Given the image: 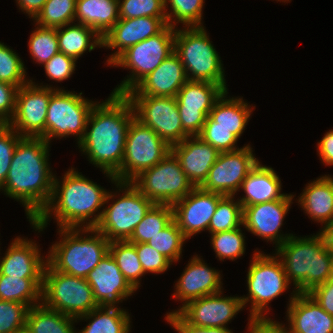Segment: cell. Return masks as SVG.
Returning a JSON list of instances; mask_svg holds the SVG:
<instances>
[{
    "label": "cell",
    "instance_id": "cell-1",
    "mask_svg": "<svg viewBox=\"0 0 333 333\" xmlns=\"http://www.w3.org/2000/svg\"><path fill=\"white\" fill-rule=\"evenodd\" d=\"M135 117L134 108L125 94L112 93L96 102L87 120L84 138L78 143L89 163L102 170L114 184L124 157L126 135Z\"/></svg>",
    "mask_w": 333,
    "mask_h": 333
},
{
    "label": "cell",
    "instance_id": "cell-2",
    "mask_svg": "<svg viewBox=\"0 0 333 333\" xmlns=\"http://www.w3.org/2000/svg\"><path fill=\"white\" fill-rule=\"evenodd\" d=\"M49 145L42 137H21L0 190L23 205L29 222L38 217L52 196L55 174L49 167Z\"/></svg>",
    "mask_w": 333,
    "mask_h": 333
},
{
    "label": "cell",
    "instance_id": "cell-3",
    "mask_svg": "<svg viewBox=\"0 0 333 333\" xmlns=\"http://www.w3.org/2000/svg\"><path fill=\"white\" fill-rule=\"evenodd\" d=\"M61 180L54 176L51 199L30 222L33 229L42 232L52 216L59 228H95L101 219L103 211L100 209L105 207L108 191L72 167Z\"/></svg>",
    "mask_w": 333,
    "mask_h": 333
},
{
    "label": "cell",
    "instance_id": "cell-4",
    "mask_svg": "<svg viewBox=\"0 0 333 333\" xmlns=\"http://www.w3.org/2000/svg\"><path fill=\"white\" fill-rule=\"evenodd\" d=\"M275 250L297 293H308L333 277V258L322 231L305 237L291 235Z\"/></svg>",
    "mask_w": 333,
    "mask_h": 333
},
{
    "label": "cell",
    "instance_id": "cell-5",
    "mask_svg": "<svg viewBox=\"0 0 333 333\" xmlns=\"http://www.w3.org/2000/svg\"><path fill=\"white\" fill-rule=\"evenodd\" d=\"M57 230L61 239L52 244L45 257L56 271L86 278L109 252L110 242L96 228Z\"/></svg>",
    "mask_w": 333,
    "mask_h": 333
},
{
    "label": "cell",
    "instance_id": "cell-6",
    "mask_svg": "<svg viewBox=\"0 0 333 333\" xmlns=\"http://www.w3.org/2000/svg\"><path fill=\"white\" fill-rule=\"evenodd\" d=\"M174 52L180 58L188 80L207 81L228 90L221 57L204 26L176 28Z\"/></svg>",
    "mask_w": 333,
    "mask_h": 333
},
{
    "label": "cell",
    "instance_id": "cell-7",
    "mask_svg": "<svg viewBox=\"0 0 333 333\" xmlns=\"http://www.w3.org/2000/svg\"><path fill=\"white\" fill-rule=\"evenodd\" d=\"M114 185L118 189L115 193L108 191L105 204L107 205L110 199L113 202L102 208L101 219L95 228L109 242L126 241L154 203L131 182L116 181ZM117 190L121 191L122 195ZM116 193L119 195L118 197H116Z\"/></svg>",
    "mask_w": 333,
    "mask_h": 333
},
{
    "label": "cell",
    "instance_id": "cell-8",
    "mask_svg": "<svg viewBox=\"0 0 333 333\" xmlns=\"http://www.w3.org/2000/svg\"><path fill=\"white\" fill-rule=\"evenodd\" d=\"M258 249L250 260L247 271V296H241L243 307L251 303L250 318H266L269 303L283 294L290 285L282 262L274 254H264Z\"/></svg>",
    "mask_w": 333,
    "mask_h": 333
},
{
    "label": "cell",
    "instance_id": "cell-9",
    "mask_svg": "<svg viewBox=\"0 0 333 333\" xmlns=\"http://www.w3.org/2000/svg\"><path fill=\"white\" fill-rule=\"evenodd\" d=\"M176 28L167 25L160 33L143 40L122 52L111 64L112 67L128 68L125 78L112 93L126 94L142 79L155 70L164 59L174 52Z\"/></svg>",
    "mask_w": 333,
    "mask_h": 333
},
{
    "label": "cell",
    "instance_id": "cell-10",
    "mask_svg": "<svg viewBox=\"0 0 333 333\" xmlns=\"http://www.w3.org/2000/svg\"><path fill=\"white\" fill-rule=\"evenodd\" d=\"M41 303L73 318L88 314L98 307L86 278L61 273L48 263L43 273Z\"/></svg>",
    "mask_w": 333,
    "mask_h": 333
},
{
    "label": "cell",
    "instance_id": "cell-11",
    "mask_svg": "<svg viewBox=\"0 0 333 333\" xmlns=\"http://www.w3.org/2000/svg\"><path fill=\"white\" fill-rule=\"evenodd\" d=\"M170 152L171 146L166 141L134 117L126 135L120 171L114 177L118 182H131L141 172L158 164Z\"/></svg>",
    "mask_w": 333,
    "mask_h": 333
},
{
    "label": "cell",
    "instance_id": "cell-12",
    "mask_svg": "<svg viewBox=\"0 0 333 333\" xmlns=\"http://www.w3.org/2000/svg\"><path fill=\"white\" fill-rule=\"evenodd\" d=\"M131 183L154 204L173 205L195 188L172 151Z\"/></svg>",
    "mask_w": 333,
    "mask_h": 333
},
{
    "label": "cell",
    "instance_id": "cell-13",
    "mask_svg": "<svg viewBox=\"0 0 333 333\" xmlns=\"http://www.w3.org/2000/svg\"><path fill=\"white\" fill-rule=\"evenodd\" d=\"M96 102L85 98L82 92L56 89L48 104L46 141L73 135L78 144L84 138L87 120Z\"/></svg>",
    "mask_w": 333,
    "mask_h": 333
},
{
    "label": "cell",
    "instance_id": "cell-14",
    "mask_svg": "<svg viewBox=\"0 0 333 333\" xmlns=\"http://www.w3.org/2000/svg\"><path fill=\"white\" fill-rule=\"evenodd\" d=\"M35 84L30 80L17 90L15 112L8 125L22 137H42L46 141V115L52 85Z\"/></svg>",
    "mask_w": 333,
    "mask_h": 333
},
{
    "label": "cell",
    "instance_id": "cell-15",
    "mask_svg": "<svg viewBox=\"0 0 333 333\" xmlns=\"http://www.w3.org/2000/svg\"><path fill=\"white\" fill-rule=\"evenodd\" d=\"M127 97L134 108L135 118L152 128L170 146L189 136L182 127L176 97Z\"/></svg>",
    "mask_w": 333,
    "mask_h": 333
},
{
    "label": "cell",
    "instance_id": "cell-16",
    "mask_svg": "<svg viewBox=\"0 0 333 333\" xmlns=\"http://www.w3.org/2000/svg\"><path fill=\"white\" fill-rule=\"evenodd\" d=\"M226 90L219 84L188 80L176 95L183 130L198 136L216 101Z\"/></svg>",
    "mask_w": 333,
    "mask_h": 333
},
{
    "label": "cell",
    "instance_id": "cell-17",
    "mask_svg": "<svg viewBox=\"0 0 333 333\" xmlns=\"http://www.w3.org/2000/svg\"><path fill=\"white\" fill-rule=\"evenodd\" d=\"M252 149L251 145L246 144L239 150L219 153L200 187L213 193L235 196L243 180L259 162Z\"/></svg>",
    "mask_w": 333,
    "mask_h": 333
},
{
    "label": "cell",
    "instance_id": "cell-18",
    "mask_svg": "<svg viewBox=\"0 0 333 333\" xmlns=\"http://www.w3.org/2000/svg\"><path fill=\"white\" fill-rule=\"evenodd\" d=\"M293 198L294 195L286 194L282 199L243 207L242 227L262 240L273 242L276 249L293 235L280 232Z\"/></svg>",
    "mask_w": 333,
    "mask_h": 333
},
{
    "label": "cell",
    "instance_id": "cell-19",
    "mask_svg": "<svg viewBox=\"0 0 333 333\" xmlns=\"http://www.w3.org/2000/svg\"><path fill=\"white\" fill-rule=\"evenodd\" d=\"M223 292L206 295L187 303L177 313L187 322L199 327L228 328V322L244 310L241 297L222 296ZM227 324V325H226Z\"/></svg>",
    "mask_w": 333,
    "mask_h": 333
},
{
    "label": "cell",
    "instance_id": "cell-20",
    "mask_svg": "<svg viewBox=\"0 0 333 333\" xmlns=\"http://www.w3.org/2000/svg\"><path fill=\"white\" fill-rule=\"evenodd\" d=\"M222 196V194L195 187L184 198L172 205L173 219L187 239L201 231H208L211 218Z\"/></svg>",
    "mask_w": 333,
    "mask_h": 333
},
{
    "label": "cell",
    "instance_id": "cell-21",
    "mask_svg": "<svg viewBox=\"0 0 333 333\" xmlns=\"http://www.w3.org/2000/svg\"><path fill=\"white\" fill-rule=\"evenodd\" d=\"M86 280L93 290L98 307L118 308L116 304L122 303L136 292L125 279L110 252L88 274Z\"/></svg>",
    "mask_w": 333,
    "mask_h": 333
},
{
    "label": "cell",
    "instance_id": "cell-22",
    "mask_svg": "<svg viewBox=\"0 0 333 333\" xmlns=\"http://www.w3.org/2000/svg\"><path fill=\"white\" fill-rule=\"evenodd\" d=\"M178 281L175 284L172 298L179 300L182 306L178 310L166 314L178 312L187 303L204 297L219 293L222 290V275L219 270L211 268L204 263L203 258L198 255L191 257Z\"/></svg>",
    "mask_w": 333,
    "mask_h": 333
},
{
    "label": "cell",
    "instance_id": "cell-23",
    "mask_svg": "<svg viewBox=\"0 0 333 333\" xmlns=\"http://www.w3.org/2000/svg\"><path fill=\"white\" fill-rule=\"evenodd\" d=\"M166 26V17L120 18L102 37L103 48L117 49L110 55L106 63L110 65L126 49L160 33Z\"/></svg>",
    "mask_w": 333,
    "mask_h": 333
},
{
    "label": "cell",
    "instance_id": "cell-24",
    "mask_svg": "<svg viewBox=\"0 0 333 333\" xmlns=\"http://www.w3.org/2000/svg\"><path fill=\"white\" fill-rule=\"evenodd\" d=\"M286 317L290 333H333V316L308 293L293 290Z\"/></svg>",
    "mask_w": 333,
    "mask_h": 333
},
{
    "label": "cell",
    "instance_id": "cell-25",
    "mask_svg": "<svg viewBox=\"0 0 333 333\" xmlns=\"http://www.w3.org/2000/svg\"><path fill=\"white\" fill-rule=\"evenodd\" d=\"M187 81L184 66L173 52L125 95L176 97Z\"/></svg>",
    "mask_w": 333,
    "mask_h": 333
},
{
    "label": "cell",
    "instance_id": "cell-26",
    "mask_svg": "<svg viewBox=\"0 0 333 333\" xmlns=\"http://www.w3.org/2000/svg\"><path fill=\"white\" fill-rule=\"evenodd\" d=\"M47 259L41 256L37 243L20 236L13 239L4 257L0 258V273L8 277L43 278Z\"/></svg>",
    "mask_w": 333,
    "mask_h": 333
},
{
    "label": "cell",
    "instance_id": "cell-27",
    "mask_svg": "<svg viewBox=\"0 0 333 333\" xmlns=\"http://www.w3.org/2000/svg\"><path fill=\"white\" fill-rule=\"evenodd\" d=\"M171 151L178 158L181 168L195 187L207 179L209 170L216 162L219 151L199 136H188L173 144Z\"/></svg>",
    "mask_w": 333,
    "mask_h": 333
},
{
    "label": "cell",
    "instance_id": "cell-28",
    "mask_svg": "<svg viewBox=\"0 0 333 333\" xmlns=\"http://www.w3.org/2000/svg\"><path fill=\"white\" fill-rule=\"evenodd\" d=\"M228 90L216 101L203 128H224L237 139L243 134L255 106L244 102L243 97H227ZM254 108H252V107Z\"/></svg>",
    "mask_w": 333,
    "mask_h": 333
},
{
    "label": "cell",
    "instance_id": "cell-29",
    "mask_svg": "<svg viewBox=\"0 0 333 333\" xmlns=\"http://www.w3.org/2000/svg\"><path fill=\"white\" fill-rule=\"evenodd\" d=\"M309 218L321 223L323 229L333 226V177L320 176L309 182L297 199Z\"/></svg>",
    "mask_w": 333,
    "mask_h": 333
},
{
    "label": "cell",
    "instance_id": "cell-30",
    "mask_svg": "<svg viewBox=\"0 0 333 333\" xmlns=\"http://www.w3.org/2000/svg\"><path fill=\"white\" fill-rule=\"evenodd\" d=\"M282 183L276 171L269 166L262 165L260 161L243 180L240 190L245 193L237 200L242 208L268 201L282 199L286 193H281Z\"/></svg>",
    "mask_w": 333,
    "mask_h": 333
},
{
    "label": "cell",
    "instance_id": "cell-31",
    "mask_svg": "<svg viewBox=\"0 0 333 333\" xmlns=\"http://www.w3.org/2000/svg\"><path fill=\"white\" fill-rule=\"evenodd\" d=\"M120 19L118 0H76L75 22L103 37Z\"/></svg>",
    "mask_w": 333,
    "mask_h": 333
},
{
    "label": "cell",
    "instance_id": "cell-32",
    "mask_svg": "<svg viewBox=\"0 0 333 333\" xmlns=\"http://www.w3.org/2000/svg\"><path fill=\"white\" fill-rule=\"evenodd\" d=\"M59 52L73 57L76 61L87 50L102 48V37L89 26L71 23L56 28Z\"/></svg>",
    "mask_w": 333,
    "mask_h": 333
},
{
    "label": "cell",
    "instance_id": "cell-33",
    "mask_svg": "<svg viewBox=\"0 0 333 333\" xmlns=\"http://www.w3.org/2000/svg\"><path fill=\"white\" fill-rule=\"evenodd\" d=\"M75 320H89V323L76 333H130L131 329L130 314L120 307H96Z\"/></svg>",
    "mask_w": 333,
    "mask_h": 333
},
{
    "label": "cell",
    "instance_id": "cell-34",
    "mask_svg": "<svg viewBox=\"0 0 333 333\" xmlns=\"http://www.w3.org/2000/svg\"><path fill=\"white\" fill-rule=\"evenodd\" d=\"M43 278L8 277L0 273V300L19 302L29 308L42 302Z\"/></svg>",
    "mask_w": 333,
    "mask_h": 333
},
{
    "label": "cell",
    "instance_id": "cell-35",
    "mask_svg": "<svg viewBox=\"0 0 333 333\" xmlns=\"http://www.w3.org/2000/svg\"><path fill=\"white\" fill-rule=\"evenodd\" d=\"M75 318L45 307L42 303L29 308L26 326L32 333H76Z\"/></svg>",
    "mask_w": 333,
    "mask_h": 333
},
{
    "label": "cell",
    "instance_id": "cell-36",
    "mask_svg": "<svg viewBox=\"0 0 333 333\" xmlns=\"http://www.w3.org/2000/svg\"><path fill=\"white\" fill-rule=\"evenodd\" d=\"M109 252L117 263L125 279L137 290L140 287V281L145 275L141 262L135 248V243L129 241H111L109 243Z\"/></svg>",
    "mask_w": 333,
    "mask_h": 333
},
{
    "label": "cell",
    "instance_id": "cell-37",
    "mask_svg": "<svg viewBox=\"0 0 333 333\" xmlns=\"http://www.w3.org/2000/svg\"><path fill=\"white\" fill-rule=\"evenodd\" d=\"M172 220V205L154 204L142 221L135 227L127 241L131 243H148L153 236L162 231Z\"/></svg>",
    "mask_w": 333,
    "mask_h": 333
},
{
    "label": "cell",
    "instance_id": "cell-38",
    "mask_svg": "<svg viewBox=\"0 0 333 333\" xmlns=\"http://www.w3.org/2000/svg\"><path fill=\"white\" fill-rule=\"evenodd\" d=\"M234 198L235 196L223 195L219 199L209 224V234L230 231L243 226V208Z\"/></svg>",
    "mask_w": 333,
    "mask_h": 333
},
{
    "label": "cell",
    "instance_id": "cell-39",
    "mask_svg": "<svg viewBox=\"0 0 333 333\" xmlns=\"http://www.w3.org/2000/svg\"><path fill=\"white\" fill-rule=\"evenodd\" d=\"M204 2V0H164L167 25L175 28L179 23L185 27L203 26Z\"/></svg>",
    "mask_w": 333,
    "mask_h": 333
},
{
    "label": "cell",
    "instance_id": "cell-40",
    "mask_svg": "<svg viewBox=\"0 0 333 333\" xmlns=\"http://www.w3.org/2000/svg\"><path fill=\"white\" fill-rule=\"evenodd\" d=\"M76 0H47L33 19L41 27L58 28L75 22Z\"/></svg>",
    "mask_w": 333,
    "mask_h": 333
},
{
    "label": "cell",
    "instance_id": "cell-41",
    "mask_svg": "<svg viewBox=\"0 0 333 333\" xmlns=\"http://www.w3.org/2000/svg\"><path fill=\"white\" fill-rule=\"evenodd\" d=\"M188 240L173 219L162 231L153 236L148 245L164 255L171 263L181 259L183 244Z\"/></svg>",
    "mask_w": 333,
    "mask_h": 333
},
{
    "label": "cell",
    "instance_id": "cell-42",
    "mask_svg": "<svg viewBox=\"0 0 333 333\" xmlns=\"http://www.w3.org/2000/svg\"><path fill=\"white\" fill-rule=\"evenodd\" d=\"M28 41V48L35 63L44 64L59 52L56 28L35 24Z\"/></svg>",
    "mask_w": 333,
    "mask_h": 333
},
{
    "label": "cell",
    "instance_id": "cell-43",
    "mask_svg": "<svg viewBox=\"0 0 333 333\" xmlns=\"http://www.w3.org/2000/svg\"><path fill=\"white\" fill-rule=\"evenodd\" d=\"M212 249L220 261L234 260L245 254V236L241 228L211 234Z\"/></svg>",
    "mask_w": 333,
    "mask_h": 333
},
{
    "label": "cell",
    "instance_id": "cell-44",
    "mask_svg": "<svg viewBox=\"0 0 333 333\" xmlns=\"http://www.w3.org/2000/svg\"><path fill=\"white\" fill-rule=\"evenodd\" d=\"M24 62L13 49L0 42V81L17 86L28 83ZM27 79V80H26Z\"/></svg>",
    "mask_w": 333,
    "mask_h": 333
},
{
    "label": "cell",
    "instance_id": "cell-45",
    "mask_svg": "<svg viewBox=\"0 0 333 333\" xmlns=\"http://www.w3.org/2000/svg\"><path fill=\"white\" fill-rule=\"evenodd\" d=\"M119 17H166L164 0H118Z\"/></svg>",
    "mask_w": 333,
    "mask_h": 333
},
{
    "label": "cell",
    "instance_id": "cell-46",
    "mask_svg": "<svg viewBox=\"0 0 333 333\" xmlns=\"http://www.w3.org/2000/svg\"><path fill=\"white\" fill-rule=\"evenodd\" d=\"M28 310L23 303L0 300V333H13L25 327Z\"/></svg>",
    "mask_w": 333,
    "mask_h": 333
},
{
    "label": "cell",
    "instance_id": "cell-47",
    "mask_svg": "<svg viewBox=\"0 0 333 333\" xmlns=\"http://www.w3.org/2000/svg\"><path fill=\"white\" fill-rule=\"evenodd\" d=\"M21 137L8 124L0 125V190L3 188L14 150Z\"/></svg>",
    "mask_w": 333,
    "mask_h": 333
},
{
    "label": "cell",
    "instance_id": "cell-48",
    "mask_svg": "<svg viewBox=\"0 0 333 333\" xmlns=\"http://www.w3.org/2000/svg\"><path fill=\"white\" fill-rule=\"evenodd\" d=\"M135 248L144 273L161 274L167 271L172 263L160 252L147 243H135Z\"/></svg>",
    "mask_w": 333,
    "mask_h": 333
},
{
    "label": "cell",
    "instance_id": "cell-49",
    "mask_svg": "<svg viewBox=\"0 0 333 333\" xmlns=\"http://www.w3.org/2000/svg\"><path fill=\"white\" fill-rule=\"evenodd\" d=\"M48 79L55 82L68 80L75 71L76 60L62 52L55 54L50 60L43 64Z\"/></svg>",
    "mask_w": 333,
    "mask_h": 333
},
{
    "label": "cell",
    "instance_id": "cell-50",
    "mask_svg": "<svg viewBox=\"0 0 333 333\" xmlns=\"http://www.w3.org/2000/svg\"><path fill=\"white\" fill-rule=\"evenodd\" d=\"M204 142L221 152H232L241 149L237 145L238 139L224 128H202L198 135ZM237 146V147H236Z\"/></svg>",
    "mask_w": 333,
    "mask_h": 333
},
{
    "label": "cell",
    "instance_id": "cell-51",
    "mask_svg": "<svg viewBox=\"0 0 333 333\" xmlns=\"http://www.w3.org/2000/svg\"><path fill=\"white\" fill-rule=\"evenodd\" d=\"M18 87L0 81V123L8 124L15 112Z\"/></svg>",
    "mask_w": 333,
    "mask_h": 333
},
{
    "label": "cell",
    "instance_id": "cell-52",
    "mask_svg": "<svg viewBox=\"0 0 333 333\" xmlns=\"http://www.w3.org/2000/svg\"><path fill=\"white\" fill-rule=\"evenodd\" d=\"M165 320L178 333H233L229 328L199 327L187 323L177 312L165 316Z\"/></svg>",
    "mask_w": 333,
    "mask_h": 333
},
{
    "label": "cell",
    "instance_id": "cell-53",
    "mask_svg": "<svg viewBox=\"0 0 333 333\" xmlns=\"http://www.w3.org/2000/svg\"><path fill=\"white\" fill-rule=\"evenodd\" d=\"M248 333H290L288 326L277 322L271 317L248 318Z\"/></svg>",
    "mask_w": 333,
    "mask_h": 333
},
{
    "label": "cell",
    "instance_id": "cell-54",
    "mask_svg": "<svg viewBox=\"0 0 333 333\" xmlns=\"http://www.w3.org/2000/svg\"><path fill=\"white\" fill-rule=\"evenodd\" d=\"M308 294L330 315L333 316V277L315 286Z\"/></svg>",
    "mask_w": 333,
    "mask_h": 333
},
{
    "label": "cell",
    "instance_id": "cell-55",
    "mask_svg": "<svg viewBox=\"0 0 333 333\" xmlns=\"http://www.w3.org/2000/svg\"><path fill=\"white\" fill-rule=\"evenodd\" d=\"M317 153L324 165H333V129L325 133L317 143Z\"/></svg>",
    "mask_w": 333,
    "mask_h": 333
},
{
    "label": "cell",
    "instance_id": "cell-56",
    "mask_svg": "<svg viewBox=\"0 0 333 333\" xmlns=\"http://www.w3.org/2000/svg\"><path fill=\"white\" fill-rule=\"evenodd\" d=\"M47 0H16V5L22 12L26 13L29 18L34 19L41 11Z\"/></svg>",
    "mask_w": 333,
    "mask_h": 333
},
{
    "label": "cell",
    "instance_id": "cell-57",
    "mask_svg": "<svg viewBox=\"0 0 333 333\" xmlns=\"http://www.w3.org/2000/svg\"><path fill=\"white\" fill-rule=\"evenodd\" d=\"M322 232L325 236L328 248L333 258V226L323 229Z\"/></svg>",
    "mask_w": 333,
    "mask_h": 333
},
{
    "label": "cell",
    "instance_id": "cell-58",
    "mask_svg": "<svg viewBox=\"0 0 333 333\" xmlns=\"http://www.w3.org/2000/svg\"><path fill=\"white\" fill-rule=\"evenodd\" d=\"M13 333H32V332L27 328V326H25V327H23L21 329L16 330Z\"/></svg>",
    "mask_w": 333,
    "mask_h": 333
},
{
    "label": "cell",
    "instance_id": "cell-59",
    "mask_svg": "<svg viewBox=\"0 0 333 333\" xmlns=\"http://www.w3.org/2000/svg\"><path fill=\"white\" fill-rule=\"evenodd\" d=\"M275 1H280V2L282 1V2H284V3H285V2L287 3V2H290L291 0H275Z\"/></svg>",
    "mask_w": 333,
    "mask_h": 333
}]
</instances>
